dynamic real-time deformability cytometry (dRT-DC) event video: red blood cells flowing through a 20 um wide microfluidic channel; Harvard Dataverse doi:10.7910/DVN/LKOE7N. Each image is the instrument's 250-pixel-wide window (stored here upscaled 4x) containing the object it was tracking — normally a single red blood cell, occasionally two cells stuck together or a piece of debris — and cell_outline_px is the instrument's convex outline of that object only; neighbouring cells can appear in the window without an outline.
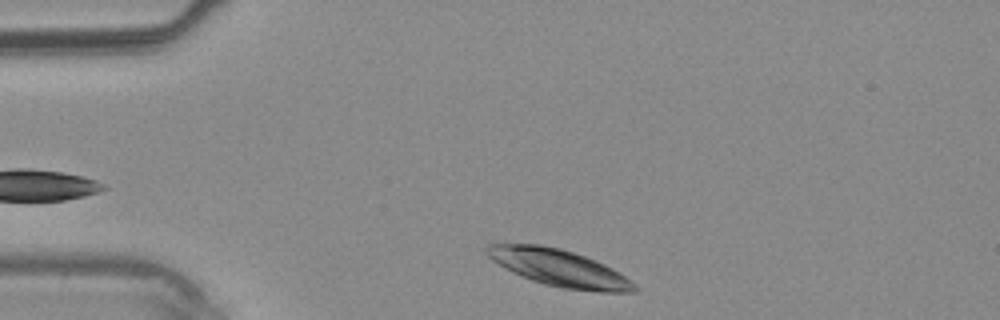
{"species": "common noctule bat (a hibernating species)", "species_latin": "Nyctalus noctula", "temperature_condition": "warm", "stored_images_in_passage": 26, "camera_frame_rate_fps": 3000, "um_per_image_px": 0.085, "animal": {"sex": "male", "body_mass_g": 20.4}, "frame": {"image": 1, "passage_image": 1, "time_ms": 0.0, "image_size_px": [1000, 320], "cell_outline_px": [[640, 288], [636, 292], [596, 292], [564, 288], [544, 284], [532, 280], [512, 272], [504, 268], [492, 260], [484, 252], [484, 248], [488, 244], [540, 244], [560, 248], [596, 260], [620, 272], [632, 280]], "centroid_in_image_um": [47.55, 22.78], "position_along_channel_um": 37.4, "area_um2": 31.91}}
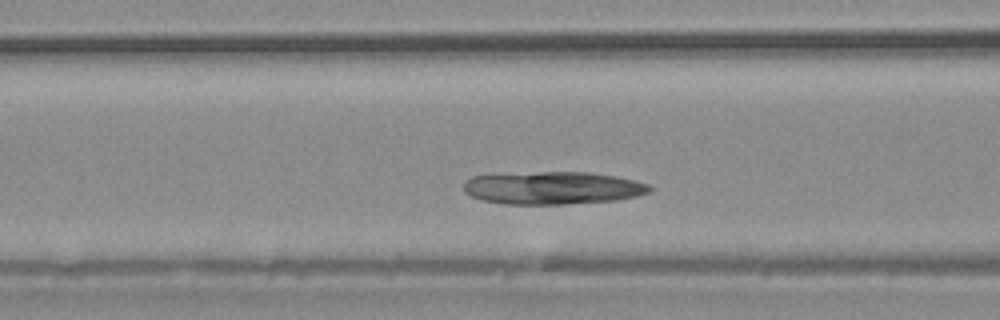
{"frame": {"image": 2, "passage_image": 8, "time_ms": 2.333, "image_size_px": [1000, 320], "cell_outline_px": [[652, 188], [648, 192], [636, 196], [616, 200], [564, 204], [504, 204], [480, 200], [464, 192], [464, 180], [472, 176], [540, 172], [588, 172], [616, 176], [636, 180], [648, 184]], "centroid_in_image_um": [46.97, 15.98], "position_along_channel_um": 119.6, "area_um2": 35.43}}
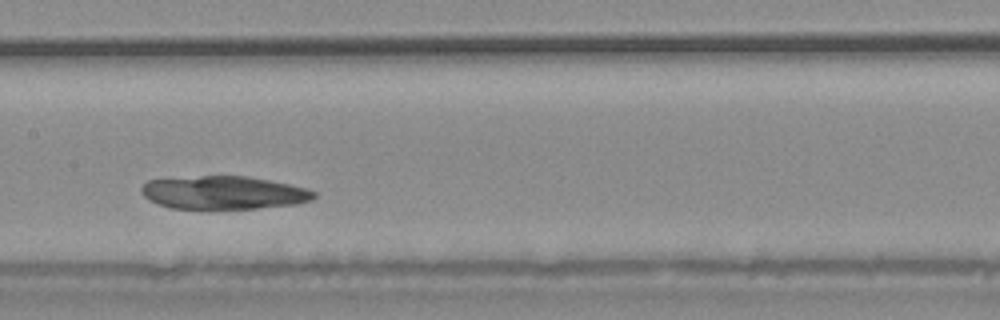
{"frame": {"image": 3, "passage_image": 12, "time_ms": 3.667, "image_size_px": [1000, 320], "cell_outline_px": [[316, 196], [312, 200], [296, 204], [256, 208], [172, 208], [156, 204], [148, 200], [144, 196], [140, 188], [148, 180], [200, 176], [248, 176], [288, 184], [304, 188], [316, 192]], "centroid_in_image_um": [18.99, 16.37], "position_along_channel_um": 188.4, "area_um2": 33.06}}